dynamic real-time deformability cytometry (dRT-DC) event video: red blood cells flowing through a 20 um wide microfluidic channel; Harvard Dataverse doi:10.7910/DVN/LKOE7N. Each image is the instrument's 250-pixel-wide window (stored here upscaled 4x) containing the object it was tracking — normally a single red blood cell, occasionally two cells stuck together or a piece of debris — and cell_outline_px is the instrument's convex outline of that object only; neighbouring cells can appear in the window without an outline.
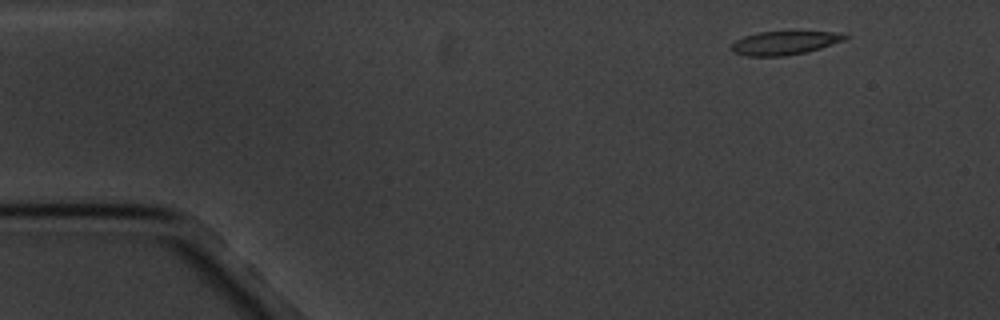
{"species": "common noctule bat (a hibernating species)", "species_latin": "Nyctalus noctula", "temperature_condition": "cold", "stored_images_in_passage": 5, "camera_frame_rate_fps": 3000, "um_per_image_px": 0.085, "animal": {"sex": "male", "body_mass_g": 20.1, "forearm_length_mm": 53.5}, "frame": {"image": 1, "passage_image": 1, "time_ms": 0.0, "image_size_px": [1000, 320], "cell_outline_px": [[852, 36], [844, 40], [820, 48], [804, 52], [784, 56], [748, 56], [732, 52], [732, 44], [736, 40], [744, 36], [760, 32], [832, 32]], "centroid_in_image_um": [66.66, 3.65], "position_along_channel_um": 18.3, "area_um2": 15.32}}
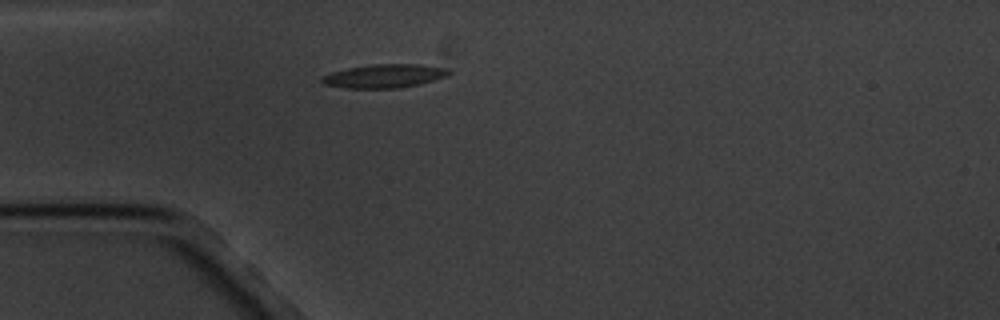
{"frame": {"image": 2, "passage_image": 4, "time_ms": 3.333, "image_size_px": [1000, 320], "cell_outline_px": [[452, 72], [448, 76], [420, 84], [396, 88], [344, 88], [324, 84], [320, 80], [320, 76], [332, 72], [348, 68], [372, 64], [420, 64], [448, 68]], "centroid_in_image_um": [32.68, 6.46], "position_along_channel_um": 52.3, "area_um2": 17.57}}